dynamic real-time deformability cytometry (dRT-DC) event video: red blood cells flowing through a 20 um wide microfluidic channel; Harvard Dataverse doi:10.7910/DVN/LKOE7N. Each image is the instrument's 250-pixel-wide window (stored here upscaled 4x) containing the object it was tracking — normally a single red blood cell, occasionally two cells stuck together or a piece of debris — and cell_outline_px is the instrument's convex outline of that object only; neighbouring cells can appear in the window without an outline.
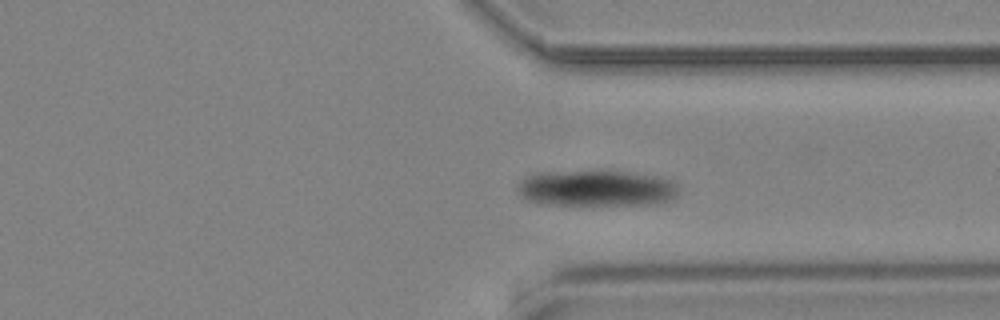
{"species": "common noctule bat (a hibernating species)", "species_latin": "Nyctalus noctula", "temperature_condition": "cold", "stored_images_in_passage": 56, "camera_frame_rate_fps": 3000, "um_per_image_px": 0.085, "animal": {"sex": "male", "body_mass_g": 19.2, "forearm_length_mm": 51.8}, "frame": {"image": 1, "passage_image": 36, "time_ms": 11.667, "image_size_px": [1000, 320], "cell_outline_px": [[676, 196], [672, 200], [660, 204], [536, 204], [520, 196], [520, 180], [524, 176], [536, 172], [620, 172], [652, 176], [668, 180], [676, 184]], "centroid_in_image_um": [50.64, 16.02], "position_along_channel_um": 360.8, "area_um2": 33.18}}
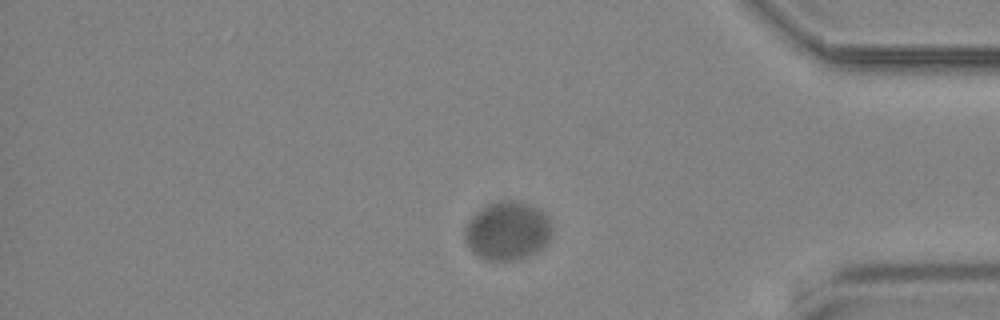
{"frame": {"image": 2, "passage_image": 43, "time_ms": 14.0, "image_size_px": [1000, 320], "cell_outline_px": [[552, 232], [548, 244], [536, 252], [516, 260], [484, 260], [464, 240], [464, 228], [468, 220], [484, 204], [496, 200], [516, 200], [536, 208], [544, 212], [548, 216], [552, 224]], "centroid_in_image_um": [43.14, 19.59], "position_along_channel_um": 392.1, "area_um2": 30.06}}